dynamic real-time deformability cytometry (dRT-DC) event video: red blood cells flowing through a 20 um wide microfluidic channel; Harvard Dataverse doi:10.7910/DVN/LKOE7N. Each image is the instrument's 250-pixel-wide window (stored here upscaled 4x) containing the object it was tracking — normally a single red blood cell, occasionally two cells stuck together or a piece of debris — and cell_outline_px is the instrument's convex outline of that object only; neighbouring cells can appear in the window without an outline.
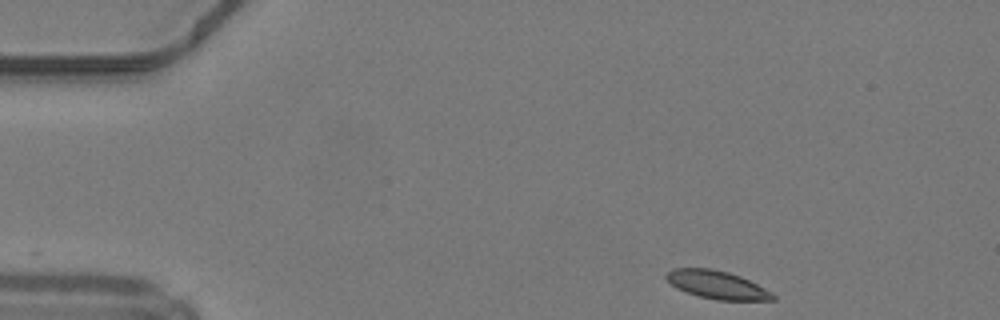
{"species": "common noctule bat (a hibernating species)", "species_latin": "Nyctalus noctula", "temperature_condition": "warm", "stored_images_in_passage": 43, "camera_frame_rate_fps": 3000, "um_per_image_px": 0.085, "animal": {"sex": "male", "body_mass_g": 19.2, "forearm_length_mm": 51.8}, "frame": {"image": 1, "passage_image": 1, "time_ms": 0.0, "image_size_px": [1000, 320], "cell_outline_px": [[776, 300], [716, 300], [700, 296], [676, 288], [664, 276], [672, 268], [712, 268], [728, 272], [740, 276], [764, 288], [776, 296]], "centroid_in_image_um": [60.94, 24.2], "position_along_channel_um": 24.1, "area_um2": 17.22}}
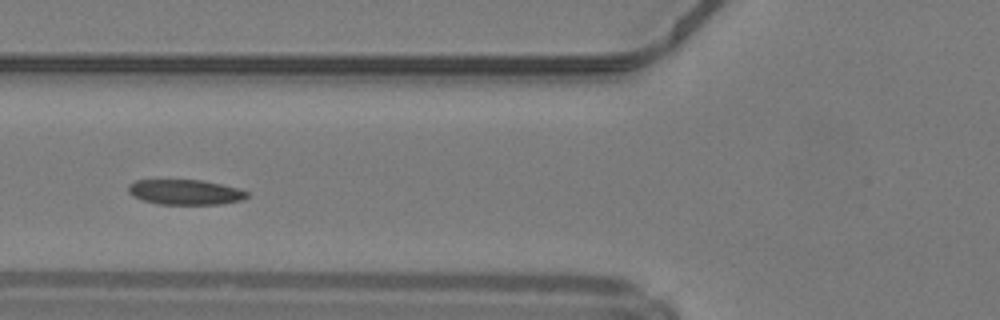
{"frame": {"image": 2, "passage_image": 13, "time_ms": 4.0, "image_size_px": [1000, 320], "cell_outline_px": [[248, 196], [240, 200], [220, 204], [160, 204], [144, 200], [132, 196], [128, 192], [128, 184], [136, 180], [200, 180], [220, 184], [236, 188], [248, 192]], "centroid_in_image_um": [15.7, 16.33], "position_along_channel_um": 110.1, "area_um2": 17.17}}
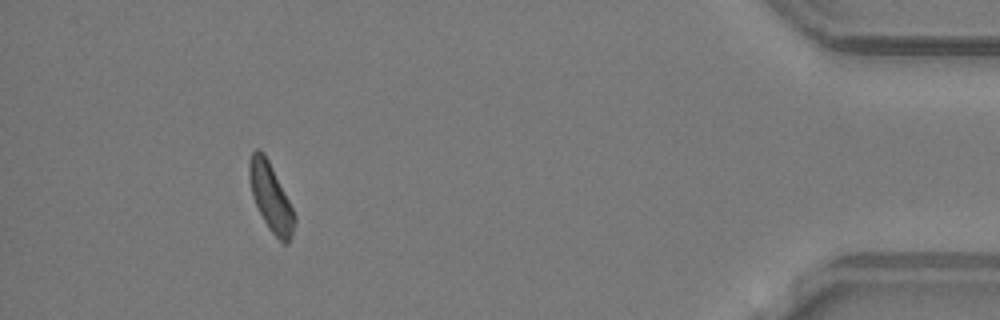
{"frame": {"image": 3, "passage_image": 39, "time_ms": 12.667, "image_size_px": [1000, 320], "cell_outline_px": [[296, 224], [292, 236], [288, 244], [284, 244], [268, 228], [252, 196], [248, 176], [248, 160], [252, 152], [256, 148], [264, 152], [296, 216]], "centroid_in_image_um": [23.0, 16.77], "position_along_channel_um": 412.2, "area_um2": 17.74}, "authors_computed_cell_mechanics": {"area_um2": 18.0336, "velocity_mm_per_s": 4.1893, "shape_relaxation_time_tau1_ms": null, "shape_relaxation_time_tau2_ms": 2.0408, "deformation_change_tau1": null, "deformation_change_tau2": 0.0924}}